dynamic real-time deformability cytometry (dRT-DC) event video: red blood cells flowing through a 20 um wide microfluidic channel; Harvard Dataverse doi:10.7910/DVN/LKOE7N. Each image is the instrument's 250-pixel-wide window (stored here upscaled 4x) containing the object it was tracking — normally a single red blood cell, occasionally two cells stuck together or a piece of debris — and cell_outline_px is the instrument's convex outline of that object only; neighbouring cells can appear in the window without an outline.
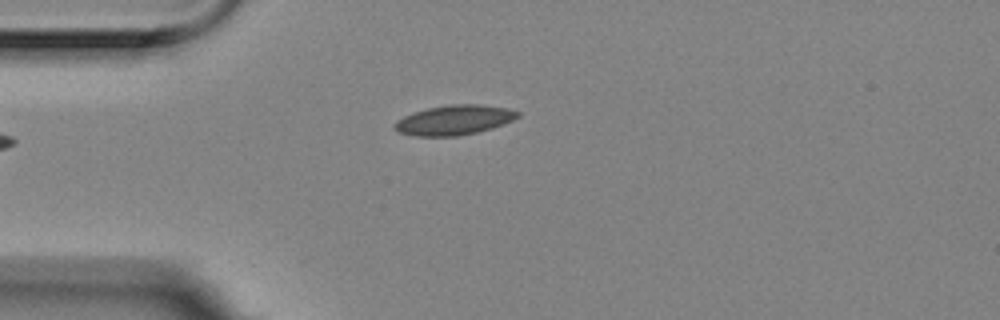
{"species": "Egyptian fruit bat (a non-hibernating species)", "species_latin": "Rousettus aegyptiacus", "temperature_condition": "room temperature", "stored_images_in_passage": 1, "camera_frame_rate_fps": 3000, "um_per_image_px": 0.085, "animal": {"sex": "female"}, "frame": {"image": 1, "passage_image": 1, "time_ms": 0.0, "image_size_px": [1000, 320], "cell_outline_px": [[520, 116], [504, 124], [492, 128], [476, 132], [456, 136], [416, 136], [400, 132], [392, 128], [392, 124], [396, 120], [412, 112], [428, 108], [448, 104], [480, 104], [508, 108], [520, 112]], "centroid_in_image_um": [38.59, 10.19], "position_along_channel_um": 46.4, "area_um2": 21.5}}